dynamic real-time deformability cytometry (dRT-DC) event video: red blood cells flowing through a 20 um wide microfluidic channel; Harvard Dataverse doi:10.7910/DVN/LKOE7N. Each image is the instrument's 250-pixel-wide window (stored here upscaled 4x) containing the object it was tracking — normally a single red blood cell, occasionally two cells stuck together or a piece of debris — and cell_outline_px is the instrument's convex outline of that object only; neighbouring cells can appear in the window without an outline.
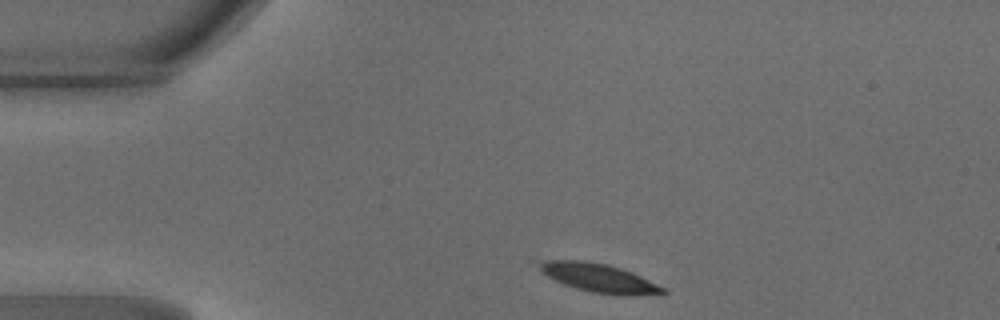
{"species": "common noctule bat (a hibernating species)", "species_latin": "Nyctalus noctula", "temperature_condition": "warm", "stored_images_in_passage": 28, "camera_frame_rate_fps": 3000, "um_per_image_px": 0.085, "animal": {"sex": "male", "body_mass_g": 18.8}, "frame": {"image": 1, "passage_image": 1, "time_ms": 0.0, "image_size_px": [1000, 320], "cell_outline_px": [[668, 292], [632, 296], [624, 296], [592, 292], [576, 288], [564, 284], [548, 276], [528, 260], [584, 260], [608, 264], [632, 272], [668, 288]], "centroid_in_image_um": [50.88, 23.6], "position_along_channel_um": 34.1, "area_um2": 21.04}}
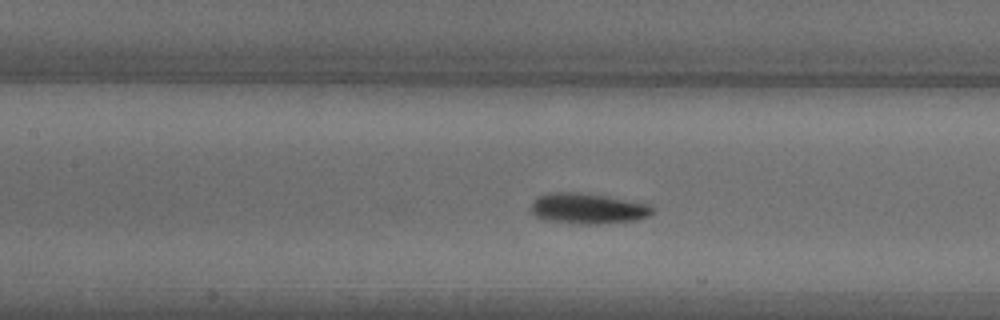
{"frame": {"image": 2, "passage_image": 13, "time_ms": 4.0, "image_size_px": [1000, 320], "cell_outline_px": [[652, 212], [648, 216], [636, 220], [596, 224], [576, 224], [548, 220], [536, 216], [532, 212], [532, 200], [536, 196], [548, 192], [580, 192], [652, 204]], "centroid_in_image_um": [49.94, 17.71], "position_along_channel_um": 157.5, "area_um2": 21.68}}
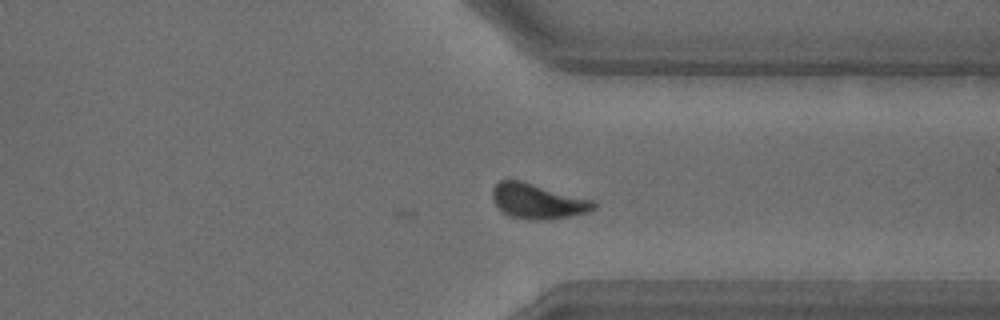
{"frame": {"image": 3, "passage_image": 28, "time_ms": 9.0, "image_size_px": [1000, 320], "cell_outline_px": [[596, 208], [588, 212], [572, 216], [548, 220], [528, 220], [512, 216], [504, 212], [496, 204], [492, 196], [492, 188], [500, 180], [520, 180], [596, 200]], "centroid_in_image_um": [45.76, 17.1], "position_along_channel_um": 365.6, "area_um2": 20.87}, "authors_computed_cell_mechanics": {"area_um2": 20.9814, "velocity_mm_per_s": 4.1714, "shape_relaxation_time_tau1_ms": 2.8857, "shape_relaxation_time_tau2_ms": 3.6494, "deformation_change_tau1": 0.127, "deformation_change_tau2": 0.0804}}